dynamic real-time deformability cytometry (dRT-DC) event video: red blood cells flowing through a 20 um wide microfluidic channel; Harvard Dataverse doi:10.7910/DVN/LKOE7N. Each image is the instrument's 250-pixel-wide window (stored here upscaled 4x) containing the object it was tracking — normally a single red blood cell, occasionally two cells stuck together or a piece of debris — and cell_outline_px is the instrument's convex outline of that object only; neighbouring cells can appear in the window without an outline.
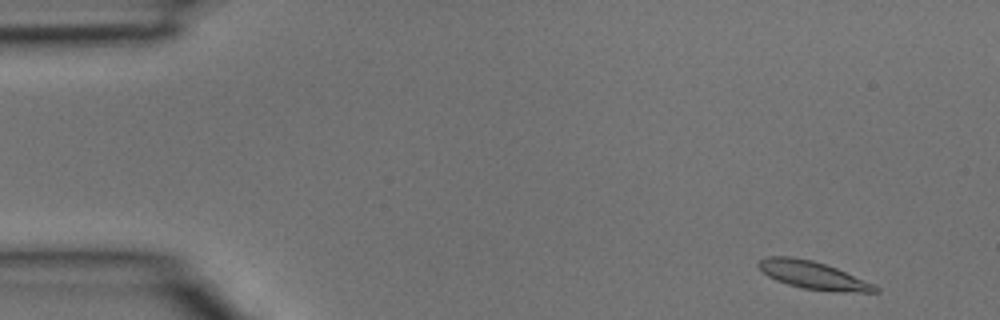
{"species": "common noctule bat (a hibernating species)", "species_latin": "Nyctalus noctula", "temperature_condition": "room temperature", "stored_images_in_passage": 39, "segment_of_instrument_passage": [1, 2], "camera_frame_rate_fps": 3000, "um_per_image_px": 0.085, "animal": {"sex": "male", "body_mass_g": 15.6}, "frame": {"image": 1, "passage_image": 2, "time_ms": 0.333, "image_size_px": [1000, 320], "cell_outline_px": [[880, 292], [836, 292], [804, 288], [788, 284], [776, 280], [768, 276], [756, 264], [760, 260], [768, 256], [792, 256], [812, 260], [836, 268], [876, 284], [880, 288]], "centroid_in_image_um": [69.15, 23.39], "position_along_channel_um": 15.8, "area_um2": 18.9}}
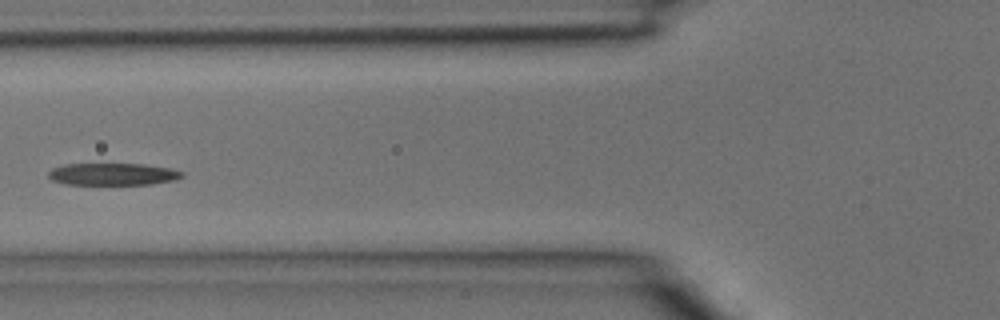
{"frame": {"image": 2, "passage_image": 14, "time_ms": 4.333, "image_size_px": [1000, 320], "cell_outline_px": [[184, 176], [176, 180], [152, 184], [64, 184], [52, 180], [48, 176], [48, 172], [52, 168], [64, 164], [144, 164], [172, 168], [184, 172]], "centroid_in_image_um": [9.62, 14.8], "position_along_channel_um": 116.2, "area_um2": 17.34}}
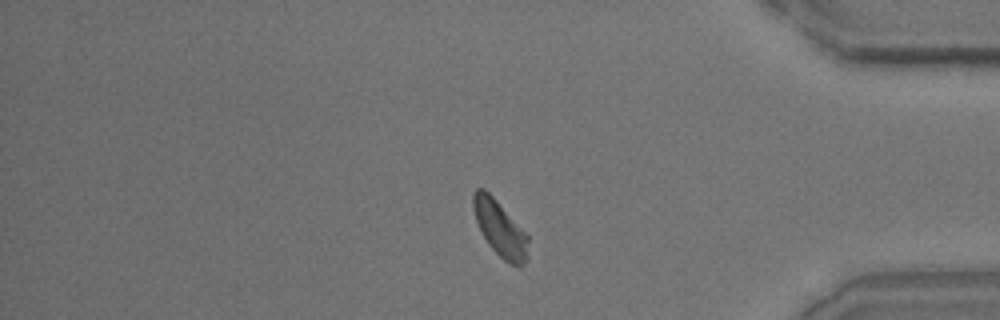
{"frame": {"image": 3, "passage_image": 32, "time_ms": 10.333, "image_size_px": [1000, 320], "cell_outline_px": [[528, 256], [524, 264], [520, 268], [516, 268], [508, 264], [488, 244], [476, 220], [472, 208], [472, 192], [476, 188], [484, 188], [496, 200], [528, 236]], "centroid_in_image_um": [42.5, 19.46], "position_along_channel_um": 392.7, "area_um2": 17.74}}